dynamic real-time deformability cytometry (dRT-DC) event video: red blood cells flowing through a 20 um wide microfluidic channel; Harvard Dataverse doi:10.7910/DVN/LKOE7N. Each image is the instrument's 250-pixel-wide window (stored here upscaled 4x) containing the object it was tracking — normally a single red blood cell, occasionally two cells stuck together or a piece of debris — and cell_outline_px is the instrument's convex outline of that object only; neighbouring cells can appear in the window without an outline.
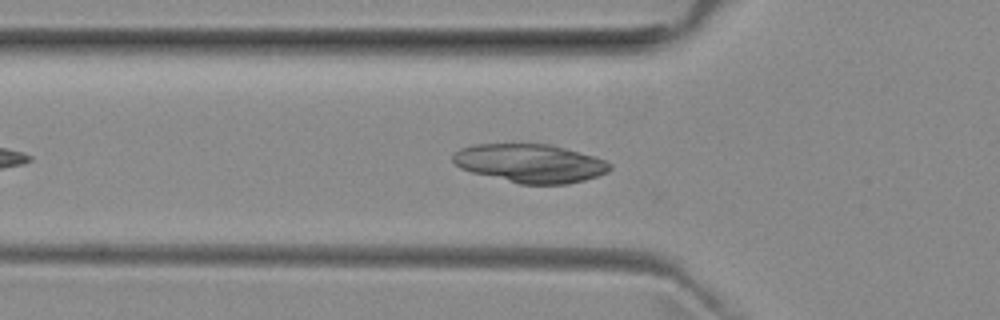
{"species": "common noctule bat (a hibernating species)", "species_latin": "Nyctalus noctula", "temperature_condition": "room temperature", "stored_images_in_passage": 38, "camera_frame_rate_fps": 3000, "um_per_image_px": 0.085, "animal": {"sex": "female", "body_mass_g": 29.2, "forearm_length_mm": 56.3}, "frame": {"image": 1, "passage_image": 6, "time_ms": 1.667, "image_size_px": [1000, 320], "cell_outline_px": [[612, 168], [608, 172], [584, 180], [568, 184], [520, 184], [472, 172], [460, 168], [452, 160], [452, 152], [460, 148], [472, 144], [548, 144], [564, 148], [592, 156], [604, 160], [612, 164]], "centroid_in_image_um": [45.03, 13.88], "position_along_channel_um": 80.8, "area_um2": 35.14}}
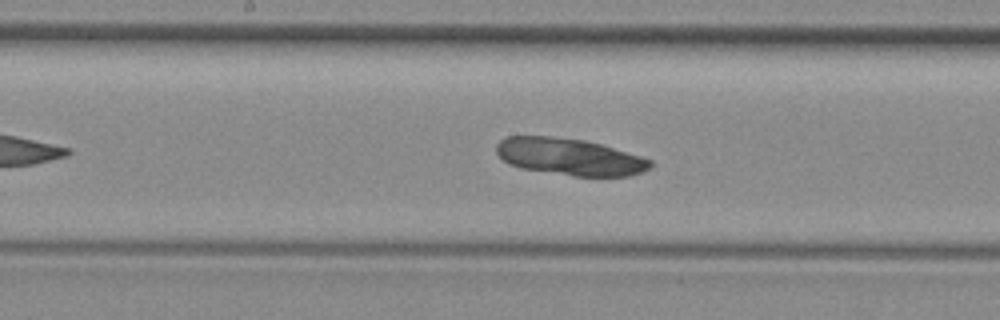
{"frame": {"image": 2, "passage_image": 15, "time_ms": 4.667, "image_size_px": [1000, 320], "cell_outline_px": [[652, 164], [644, 172], [628, 176], [572, 176], [520, 168], [508, 164], [496, 152], [496, 144], [500, 140], [508, 136], [552, 136], [584, 140], [600, 144], [640, 156], [652, 160]], "centroid_in_image_um": [48.39, 13.33], "position_along_channel_um": 199.8, "area_um2": 33.06}}
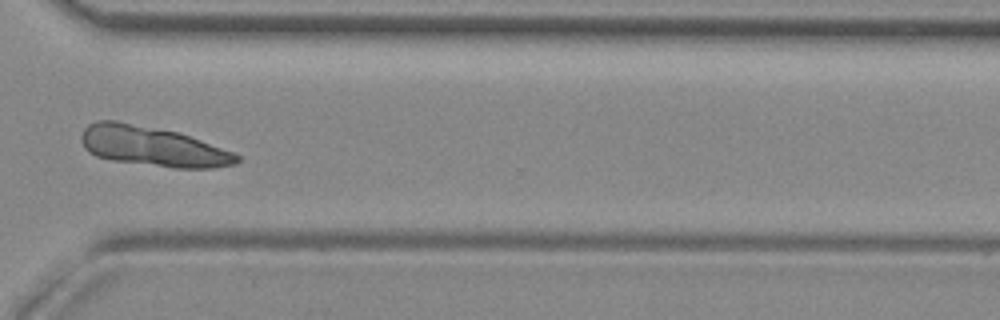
{"frame": {"image": 3, "passage_image": 27, "time_ms": 8.667, "image_size_px": [1000, 320], "cell_outline_px": [[240, 160], [236, 164], [212, 168], [176, 168], [112, 160], [96, 156], [88, 152], [84, 148], [80, 140], [80, 136], [84, 128], [88, 124], [96, 120], [116, 120], [180, 132], [236, 152], [240, 156]], "centroid_in_image_um": [12.99, 12.43], "position_along_channel_um": 357.6, "area_um2": 36.65}}